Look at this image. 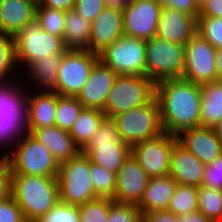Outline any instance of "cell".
<instances>
[{
	"label": "cell",
	"mask_w": 222,
	"mask_h": 222,
	"mask_svg": "<svg viewBox=\"0 0 222 222\" xmlns=\"http://www.w3.org/2000/svg\"><path fill=\"white\" fill-rule=\"evenodd\" d=\"M123 35L122 10L106 6L91 24L89 51L99 55Z\"/></svg>",
	"instance_id": "obj_18"
},
{
	"label": "cell",
	"mask_w": 222,
	"mask_h": 222,
	"mask_svg": "<svg viewBox=\"0 0 222 222\" xmlns=\"http://www.w3.org/2000/svg\"><path fill=\"white\" fill-rule=\"evenodd\" d=\"M145 76L155 84L166 79L182 78L185 66V45L152 37L146 41Z\"/></svg>",
	"instance_id": "obj_6"
},
{
	"label": "cell",
	"mask_w": 222,
	"mask_h": 222,
	"mask_svg": "<svg viewBox=\"0 0 222 222\" xmlns=\"http://www.w3.org/2000/svg\"><path fill=\"white\" fill-rule=\"evenodd\" d=\"M66 12L53 8L36 7L35 19L43 31L63 38Z\"/></svg>",
	"instance_id": "obj_34"
},
{
	"label": "cell",
	"mask_w": 222,
	"mask_h": 222,
	"mask_svg": "<svg viewBox=\"0 0 222 222\" xmlns=\"http://www.w3.org/2000/svg\"><path fill=\"white\" fill-rule=\"evenodd\" d=\"M0 222H26L22 210L10 194L0 200Z\"/></svg>",
	"instance_id": "obj_41"
},
{
	"label": "cell",
	"mask_w": 222,
	"mask_h": 222,
	"mask_svg": "<svg viewBox=\"0 0 222 222\" xmlns=\"http://www.w3.org/2000/svg\"><path fill=\"white\" fill-rule=\"evenodd\" d=\"M200 126L213 128L222 120V81L201 84Z\"/></svg>",
	"instance_id": "obj_27"
},
{
	"label": "cell",
	"mask_w": 222,
	"mask_h": 222,
	"mask_svg": "<svg viewBox=\"0 0 222 222\" xmlns=\"http://www.w3.org/2000/svg\"><path fill=\"white\" fill-rule=\"evenodd\" d=\"M197 18L171 7H163L156 36L173 43L186 45L196 33Z\"/></svg>",
	"instance_id": "obj_19"
},
{
	"label": "cell",
	"mask_w": 222,
	"mask_h": 222,
	"mask_svg": "<svg viewBox=\"0 0 222 222\" xmlns=\"http://www.w3.org/2000/svg\"><path fill=\"white\" fill-rule=\"evenodd\" d=\"M106 6L105 0H76L73 9L92 23Z\"/></svg>",
	"instance_id": "obj_42"
},
{
	"label": "cell",
	"mask_w": 222,
	"mask_h": 222,
	"mask_svg": "<svg viewBox=\"0 0 222 222\" xmlns=\"http://www.w3.org/2000/svg\"><path fill=\"white\" fill-rule=\"evenodd\" d=\"M26 134L17 145L14 157L9 153L4 155L9 163L10 174L57 177L60 165L52 153L30 133Z\"/></svg>",
	"instance_id": "obj_8"
},
{
	"label": "cell",
	"mask_w": 222,
	"mask_h": 222,
	"mask_svg": "<svg viewBox=\"0 0 222 222\" xmlns=\"http://www.w3.org/2000/svg\"><path fill=\"white\" fill-rule=\"evenodd\" d=\"M215 133L222 143V120H220L214 127Z\"/></svg>",
	"instance_id": "obj_51"
},
{
	"label": "cell",
	"mask_w": 222,
	"mask_h": 222,
	"mask_svg": "<svg viewBox=\"0 0 222 222\" xmlns=\"http://www.w3.org/2000/svg\"><path fill=\"white\" fill-rule=\"evenodd\" d=\"M216 48L197 32L185 45V66L182 79L196 84L217 81Z\"/></svg>",
	"instance_id": "obj_12"
},
{
	"label": "cell",
	"mask_w": 222,
	"mask_h": 222,
	"mask_svg": "<svg viewBox=\"0 0 222 222\" xmlns=\"http://www.w3.org/2000/svg\"><path fill=\"white\" fill-rule=\"evenodd\" d=\"M4 83V84H2ZM0 84V142L20 136L25 129L26 95L14 85ZM7 85V86H6ZM9 85V86H8ZM21 92V93H20ZM25 97V98H24ZM22 130V131H21ZM20 135V136H18ZM12 137V138H11Z\"/></svg>",
	"instance_id": "obj_15"
},
{
	"label": "cell",
	"mask_w": 222,
	"mask_h": 222,
	"mask_svg": "<svg viewBox=\"0 0 222 222\" xmlns=\"http://www.w3.org/2000/svg\"><path fill=\"white\" fill-rule=\"evenodd\" d=\"M99 55L89 50H65L57 73L58 95L77 96Z\"/></svg>",
	"instance_id": "obj_11"
},
{
	"label": "cell",
	"mask_w": 222,
	"mask_h": 222,
	"mask_svg": "<svg viewBox=\"0 0 222 222\" xmlns=\"http://www.w3.org/2000/svg\"><path fill=\"white\" fill-rule=\"evenodd\" d=\"M36 6L29 0H0V33L15 37L35 19Z\"/></svg>",
	"instance_id": "obj_23"
},
{
	"label": "cell",
	"mask_w": 222,
	"mask_h": 222,
	"mask_svg": "<svg viewBox=\"0 0 222 222\" xmlns=\"http://www.w3.org/2000/svg\"><path fill=\"white\" fill-rule=\"evenodd\" d=\"M155 88L156 84L146 76L118 75L107 96L104 115L113 118L150 102L155 97Z\"/></svg>",
	"instance_id": "obj_5"
},
{
	"label": "cell",
	"mask_w": 222,
	"mask_h": 222,
	"mask_svg": "<svg viewBox=\"0 0 222 222\" xmlns=\"http://www.w3.org/2000/svg\"><path fill=\"white\" fill-rule=\"evenodd\" d=\"M83 106L76 96H63L57 94V106L55 112L56 127L69 131L78 118Z\"/></svg>",
	"instance_id": "obj_33"
},
{
	"label": "cell",
	"mask_w": 222,
	"mask_h": 222,
	"mask_svg": "<svg viewBox=\"0 0 222 222\" xmlns=\"http://www.w3.org/2000/svg\"><path fill=\"white\" fill-rule=\"evenodd\" d=\"M177 141V136L163 132L132 146L131 155L149 177L166 176L170 173L171 153Z\"/></svg>",
	"instance_id": "obj_13"
},
{
	"label": "cell",
	"mask_w": 222,
	"mask_h": 222,
	"mask_svg": "<svg viewBox=\"0 0 222 222\" xmlns=\"http://www.w3.org/2000/svg\"><path fill=\"white\" fill-rule=\"evenodd\" d=\"M81 152L94 164L117 174L131 155V147L120 139L114 120L105 117Z\"/></svg>",
	"instance_id": "obj_3"
},
{
	"label": "cell",
	"mask_w": 222,
	"mask_h": 222,
	"mask_svg": "<svg viewBox=\"0 0 222 222\" xmlns=\"http://www.w3.org/2000/svg\"><path fill=\"white\" fill-rule=\"evenodd\" d=\"M24 133H32L35 129L53 127L57 106V93L43 91L37 96H26Z\"/></svg>",
	"instance_id": "obj_22"
},
{
	"label": "cell",
	"mask_w": 222,
	"mask_h": 222,
	"mask_svg": "<svg viewBox=\"0 0 222 222\" xmlns=\"http://www.w3.org/2000/svg\"><path fill=\"white\" fill-rule=\"evenodd\" d=\"M157 99L163 130L178 136L200 126L201 85L182 78L156 83Z\"/></svg>",
	"instance_id": "obj_1"
},
{
	"label": "cell",
	"mask_w": 222,
	"mask_h": 222,
	"mask_svg": "<svg viewBox=\"0 0 222 222\" xmlns=\"http://www.w3.org/2000/svg\"><path fill=\"white\" fill-rule=\"evenodd\" d=\"M10 195L26 222L35 221L60 201L57 177L10 174Z\"/></svg>",
	"instance_id": "obj_2"
},
{
	"label": "cell",
	"mask_w": 222,
	"mask_h": 222,
	"mask_svg": "<svg viewBox=\"0 0 222 222\" xmlns=\"http://www.w3.org/2000/svg\"><path fill=\"white\" fill-rule=\"evenodd\" d=\"M177 182L170 176L150 177L143 194L137 205L141 214L154 210H167Z\"/></svg>",
	"instance_id": "obj_25"
},
{
	"label": "cell",
	"mask_w": 222,
	"mask_h": 222,
	"mask_svg": "<svg viewBox=\"0 0 222 222\" xmlns=\"http://www.w3.org/2000/svg\"><path fill=\"white\" fill-rule=\"evenodd\" d=\"M80 222H107L109 198H95L78 206Z\"/></svg>",
	"instance_id": "obj_36"
},
{
	"label": "cell",
	"mask_w": 222,
	"mask_h": 222,
	"mask_svg": "<svg viewBox=\"0 0 222 222\" xmlns=\"http://www.w3.org/2000/svg\"><path fill=\"white\" fill-rule=\"evenodd\" d=\"M202 186L222 190V154L205 166Z\"/></svg>",
	"instance_id": "obj_40"
},
{
	"label": "cell",
	"mask_w": 222,
	"mask_h": 222,
	"mask_svg": "<svg viewBox=\"0 0 222 222\" xmlns=\"http://www.w3.org/2000/svg\"><path fill=\"white\" fill-rule=\"evenodd\" d=\"M33 222H80L79 208L59 201L46 214Z\"/></svg>",
	"instance_id": "obj_38"
},
{
	"label": "cell",
	"mask_w": 222,
	"mask_h": 222,
	"mask_svg": "<svg viewBox=\"0 0 222 222\" xmlns=\"http://www.w3.org/2000/svg\"><path fill=\"white\" fill-rule=\"evenodd\" d=\"M89 172L95 196L114 199L116 174L104 167L94 164L89 159Z\"/></svg>",
	"instance_id": "obj_32"
},
{
	"label": "cell",
	"mask_w": 222,
	"mask_h": 222,
	"mask_svg": "<svg viewBox=\"0 0 222 222\" xmlns=\"http://www.w3.org/2000/svg\"><path fill=\"white\" fill-rule=\"evenodd\" d=\"M181 222H211L203 213L199 210L181 215Z\"/></svg>",
	"instance_id": "obj_48"
},
{
	"label": "cell",
	"mask_w": 222,
	"mask_h": 222,
	"mask_svg": "<svg viewBox=\"0 0 222 222\" xmlns=\"http://www.w3.org/2000/svg\"><path fill=\"white\" fill-rule=\"evenodd\" d=\"M31 135L48 148L59 165L81 152L69 131L56 126L35 129Z\"/></svg>",
	"instance_id": "obj_24"
},
{
	"label": "cell",
	"mask_w": 222,
	"mask_h": 222,
	"mask_svg": "<svg viewBox=\"0 0 222 222\" xmlns=\"http://www.w3.org/2000/svg\"><path fill=\"white\" fill-rule=\"evenodd\" d=\"M198 16L222 17V0H208L200 6Z\"/></svg>",
	"instance_id": "obj_46"
},
{
	"label": "cell",
	"mask_w": 222,
	"mask_h": 222,
	"mask_svg": "<svg viewBox=\"0 0 222 222\" xmlns=\"http://www.w3.org/2000/svg\"><path fill=\"white\" fill-rule=\"evenodd\" d=\"M198 210L211 222H222V190L198 187Z\"/></svg>",
	"instance_id": "obj_31"
},
{
	"label": "cell",
	"mask_w": 222,
	"mask_h": 222,
	"mask_svg": "<svg viewBox=\"0 0 222 222\" xmlns=\"http://www.w3.org/2000/svg\"><path fill=\"white\" fill-rule=\"evenodd\" d=\"M10 194V167L6 157L0 160V200Z\"/></svg>",
	"instance_id": "obj_45"
},
{
	"label": "cell",
	"mask_w": 222,
	"mask_h": 222,
	"mask_svg": "<svg viewBox=\"0 0 222 222\" xmlns=\"http://www.w3.org/2000/svg\"><path fill=\"white\" fill-rule=\"evenodd\" d=\"M107 222H142V214L135 204L116 202L109 199Z\"/></svg>",
	"instance_id": "obj_37"
},
{
	"label": "cell",
	"mask_w": 222,
	"mask_h": 222,
	"mask_svg": "<svg viewBox=\"0 0 222 222\" xmlns=\"http://www.w3.org/2000/svg\"><path fill=\"white\" fill-rule=\"evenodd\" d=\"M177 139L181 145L205 165L211 164L222 154V143L218 139L214 128L199 126L187 129L181 132Z\"/></svg>",
	"instance_id": "obj_20"
},
{
	"label": "cell",
	"mask_w": 222,
	"mask_h": 222,
	"mask_svg": "<svg viewBox=\"0 0 222 222\" xmlns=\"http://www.w3.org/2000/svg\"><path fill=\"white\" fill-rule=\"evenodd\" d=\"M15 60V40L14 36L0 33V83L4 75L12 70Z\"/></svg>",
	"instance_id": "obj_39"
},
{
	"label": "cell",
	"mask_w": 222,
	"mask_h": 222,
	"mask_svg": "<svg viewBox=\"0 0 222 222\" xmlns=\"http://www.w3.org/2000/svg\"><path fill=\"white\" fill-rule=\"evenodd\" d=\"M142 222H181V215H174L168 210H154L142 213Z\"/></svg>",
	"instance_id": "obj_44"
},
{
	"label": "cell",
	"mask_w": 222,
	"mask_h": 222,
	"mask_svg": "<svg viewBox=\"0 0 222 222\" xmlns=\"http://www.w3.org/2000/svg\"><path fill=\"white\" fill-rule=\"evenodd\" d=\"M29 1L33 2V3L36 4V5H38L39 2H40V0H29Z\"/></svg>",
	"instance_id": "obj_53"
},
{
	"label": "cell",
	"mask_w": 222,
	"mask_h": 222,
	"mask_svg": "<svg viewBox=\"0 0 222 222\" xmlns=\"http://www.w3.org/2000/svg\"><path fill=\"white\" fill-rule=\"evenodd\" d=\"M146 41L121 36L99 54V59L117 75L145 76Z\"/></svg>",
	"instance_id": "obj_10"
},
{
	"label": "cell",
	"mask_w": 222,
	"mask_h": 222,
	"mask_svg": "<svg viewBox=\"0 0 222 222\" xmlns=\"http://www.w3.org/2000/svg\"><path fill=\"white\" fill-rule=\"evenodd\" d=\"M205 164L189 152L178 141L171 153L169 175L182 185L199 187L202 185Z\"/></svg>",
	"instance_id": "obj_21"
},
{
	"label": "cell",
	"mask_w": 222,
	"mask_h": 222,
	"mask_svg": "<svg viewBox=\"0 0 222 222\" xmlns=\"http://www.w3.org/2000/svg\"><path fill=\"white\" fill-rule=\"evenodd\" d=\"M112 119L117 125L120 139L130 147L164 132L156 97Z\"/></svg>",
	"instance_id": "obj_4"
},
{
	"label": "cell",
	"mask_w": 222,
	"mask_h": 222,
	"mask_svg": "<svg viewBox=\"0 0 222 222\" xmlns=\"http://www.w3.org/2000/svg\"><path fill=\"white\" fill-rule=\"evenodd\" d=\"M131 0H105L106 5L123 10Z\"/></svg>",
	"instance_id": "obj_50"
},
{
	"label": "cell",
	"mask_w": 222,
	"mask_h": 222,
	"mask_svg": "<svg viewBox=\"0 0 222 222\" xmlns=\"http://www.w3.org/2000/svg\"><path fill=\"white\" fill-rule=\"evenodd\" d=\"M198 187L178 184L167 210L174 215H185L198 210Z\"/></svg>",
	"instance_id": "obj_30"
},
{
	"label": "cell",
	"mask_w": 222,
	"mask_h": 222,
	"mask_svg": "<svg viewBox=\"0 0 222 222\" xmlns=\"http://www.w3.org/2000/svg\"><path fill=\"white\" fill-rule=\"evenodd\" d=\"M60 201L80 206L97 198L89 172V157L82 152L60 164L57 175Z\"/></svg>",
	"instance_id": "obj_7"
},
{
	"label": "cell",
	"mask_w": 222,
	"mask_h": 222,
	"mask_svg": "<svg viewBox=\"0 0 222 222\" xmlns=\"http://www.w3.org/2000/svg\"><path fill=\"white\" fill-rule=\"evenodd\" d=\"M163 7L175 8L186 14L198 17L200 7L195 0H157Z\"/></svg>",
	"instance_id": "obj_43"
},
{
	"label": "cell",
	"mask_w": 222,
	"mask_h": 222,
	"mask_svg": "<svg viewBox=\"0 0 222 222\" xmlns=\"http://www.w3.org/2000/svg\"><path fill=\"white\" fill-rule=\"evenodd\" d=\"M149 176L130 155L116 174L113 201L138 205L143 198Z\"/></svg>",
	"instance_id": "obj_17"
},
{
	"label": "cell",
	"mask_w": 222,
	"mask_h": 222,
	"mask_svg": "<svg viewBox=\"0 0 222 222\" xmlns=\"http://www.w3.org/2000/svg\"><path fill=\"white\" fill-rule=\"evenodd\" d=\"M197 2V4L199 5V7L204 4L206 1L208 0H195Z\"/></svg>",
	"instance_id": "obj_52"
},
{
	"label": "cell",
	"mask_w": 222,
	"mask_h": 222,
	"mask_svg": "<svg viewBox=\"0 0 222 222\" xmlns=\"http://www.w3.org/2000/svg\"><path fill=\"white\" fill-rule=\"evenodd\" d=\"M117 74L100 59L94 64L88 80L76 96L84 108L103 111L107 96L113 87Z\"/></svg>",
	"instance_id": "obj_16"
},
{
	"label": "cell",
	"mask_w": 222,
	"mask_h": 222,
	"mask_svg": "<svg viewBox=\"0 0 222 222\" xmlns=\"http://www.w3.org/2000/svg\"><path fill=\"white\" fill-rule=\"evenodd\" d=\"M15 60L25 62L28 67L45 57L62 54L66 48L61 37L43 31L40 23L34 19L14 37Z\"/></svg>",
	"instance_id": "obj_9"
},
{
	"label": "cell",
	"mask_w": 222,
	"mask_h": 222,
	"mask_svg": "<svg viewBox=\"0 0 222 222\" xmlns=\"http://www.w3.org/2000/svg\"><path fill=\"white\" fill-rule=\"evenodd\" d=\"M76 0H40L36 7L53 8L62 11L72 10Z\"/></svg>",
	"instance_id": "obj_47"
},
{
	"label": "cell",
	"mask_w": 222,
	"mask_h": 222,
	"mask_svg": "<svg viewBox=\"0 0 222 222\" xmlns=\"http://www.w3.org/2000/svg\"><path fill=\"white\" fill-rule=\"evenodd\" d=\"M216 72L217 81H222V48L216 49Z\"/></svg>",
	"instance_id": "obj_49"
},
{
	"label": "cell",
	"mask_w": 222,
	"mask_h": 222,
	"mask_svg": "<svg viewBox=\"0 0 222 222\" xmlns=\"http://www.w3.org/2000/svg\"><path fill=\"white\" fill-rule=\"evenodd\" d=\"M62 56L63 53L51 55L32 63L28 67L33 80L35 79L36 83L41 85L40 87L45 88V91L55 92L57 90V73Z\"/></svg>",
	"instance_id": "obj_29"
},
{
	"label": "cell",
	"mask_w": 222,
	"mask_h": 222,
	"mask_svg": "<svg viewBox=\"0 0 222 222\" xmlns=\"http://www.w3.org/2000/svg\"><path fill=\"white\" fill-rule=\"evenodd\" d=\"M162 8L157 0H131L122 10L124 36L144 41L155 37Z\"/></svg>",
	"instance_id": "obj_14"
},
{
	"label": "cell",
	"mask_w": 222,
	"mask_h": 222,
	"mask_svg": "<svg viewBox=\"0 0 222 222\" xmlns=\"http://www.w3.org/2000/svg\"><path fill=\"white\" fill-rule=\"evenodd\" d=\"M196 32L214 48H222V17H197Z\"/></svg>",
	"instance_id": "obj_35"
},
{
	"label": "cell",
	"mask_w": 222,
	"mask_h": 222,
	"mask_svg": "<svg viewBox=\"0 0 222 222\" xmlns=\"http://www.w3.org/2000/svg\"><path fill=\"white\" fill-rule=\"evenodd\" d=\"M105 117L103 111L99 109L82 108L78 118L69 130L70 136L81 150L95 135L101 121Z\"/></svg>",
	"instance_id": "obj_28"
},
{
	"label": "cell",
	"mask_w": 222,
	"mask_h": 222,
	"mask_svg": "<svg viewBox=\"0 0 222 222\" xmlns=\"http://www.w3.org/2000/svg\"><path fill=\"white\" fill-rule=\"evenodd\" d=\"M91 22L74 9L66 11L63 44L67 50H89Z\"/></svg>",
	"instance_id": "obj_26"
}]
</instances>
